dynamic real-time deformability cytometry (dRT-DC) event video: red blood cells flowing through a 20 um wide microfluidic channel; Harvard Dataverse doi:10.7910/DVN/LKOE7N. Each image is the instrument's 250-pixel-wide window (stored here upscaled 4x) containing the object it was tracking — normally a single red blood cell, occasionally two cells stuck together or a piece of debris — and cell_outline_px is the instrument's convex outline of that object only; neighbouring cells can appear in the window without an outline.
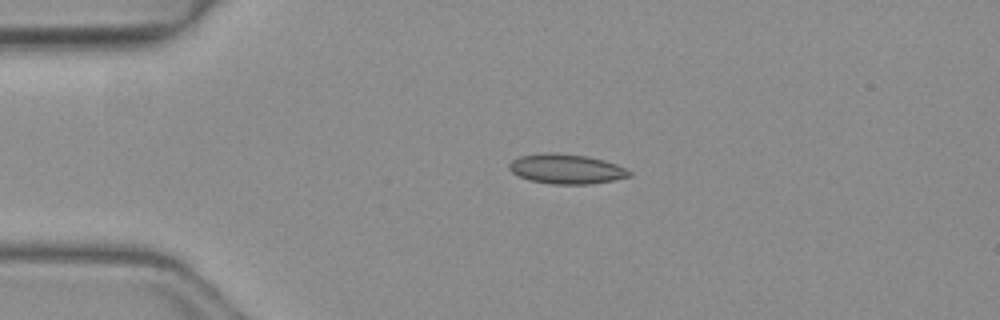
{"species": "common noctule bat (a hibernating species)", "species_latin": "Nyctalus noctula", "temperature_condition": "warm", "stored_images_in_passage": 23, "camera_frame_rate_fps": 3000, "um_per_image_px": 0.085, "animal": {"sex": "female", "body_mass_g": 19.3, "forearm_length_mm": 54.1}, "frame": {"image": 1, "passage_image": 1, "time_ms": 0.0, "image_size_px": [1000, 320], "cell_outline_px": [[632, 176], [612, 180], [588, 184], [552, 184], [528, 180], [512, 172], [508, 168], [508, 164], [512, 160], [520, 156], [548, 152], [584, 156], [604, 160], [616, 164], [632, 172]], "centroid_in_image_um": [48.12, 14.36], "position_along_channel_um": 36.9, "area_um2": 20.63}}
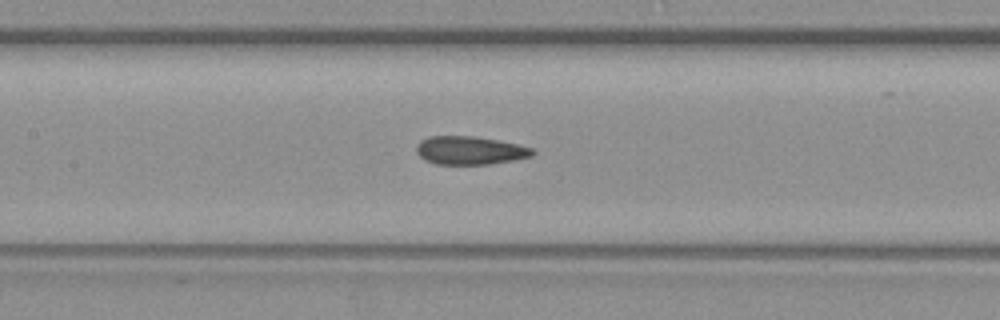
{"frame": {"image": 2, "passage_image": 13, "time_ms": 4.0, "image_size_px": [1000, 320], "cell_outline_px": [[536, 152], [532, 156], [512, 160], [488, 164], [436, 164], [424, 160], [416, 152], [416, 144], [420, 140], [432, 136], [472, 136], [496, 140], [516, 144], [532, 148]], "centroid_in_image_um": [39.9, 12.79], "position_along_channel_um": 167.5, "area_um2": 19.02}}
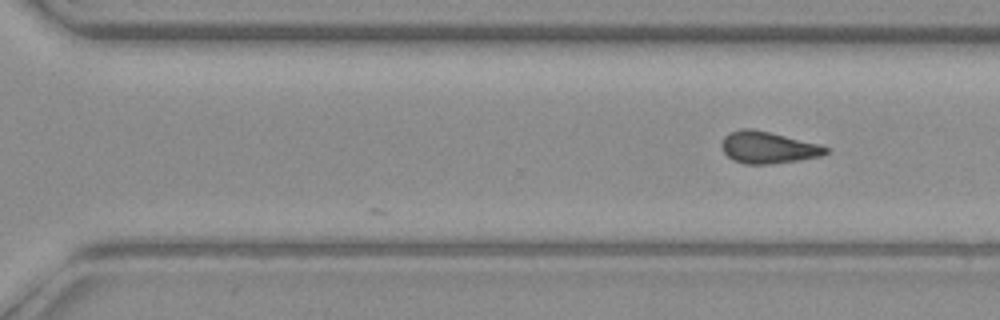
{"frame": {"image": 3, "passage_image": 23, "time_ms": 7.333, "image_size_px": [1000, 320], "cell_outline_px": [[828, 152], [824, 156], [772, 164], [744, 164], [732, 160], [724, 152], [720, 144], [724, 136], [728, 132], [744, 128], [752, 128], [820, 144], [828, 148]], "centroid_in_image_um": [65.27, 12.54], "position_along_channel_um": 305.3, "area_um2": 19.48}}